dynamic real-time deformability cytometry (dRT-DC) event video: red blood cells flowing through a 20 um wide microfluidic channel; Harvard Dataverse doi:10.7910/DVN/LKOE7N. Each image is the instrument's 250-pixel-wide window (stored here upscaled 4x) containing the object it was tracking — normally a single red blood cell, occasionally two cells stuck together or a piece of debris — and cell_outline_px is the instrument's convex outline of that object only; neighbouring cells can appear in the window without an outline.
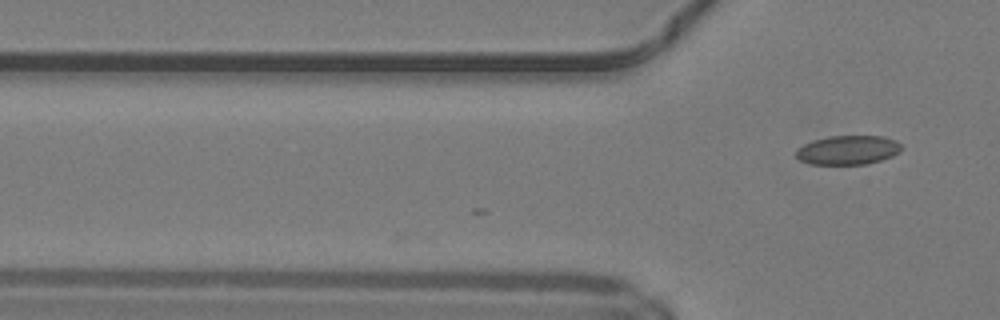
{"species": "common noctule bat (a hibernating species)", "species_latin": "Nyctalus noctula", "temperature_condition": "warm", "stored_images_in_passage": 4, "camera_frame_rate_fps": 3000, "um_per_image_px": 0.085, "animal": {"sex": "male", "body_mass_g": 19.2, "forearm_length_mm": 51.8}, "frame": {"image": 1, "passage_image": 4, "time_ms": 1.0, "image_size_px": [1000, 320], "cell_outline_px": [[904, 148], [900, 152], [892, 156], [868, 164], [808, 164], [800, 160], [796, 156], [796, 148], [812, 140], [828, 136], [884, 136], [896, 140]], "centroid_in_image_um": [72.08, 12.75], "position_along_channel_um": 53.7, "area_um2": 18.09}}